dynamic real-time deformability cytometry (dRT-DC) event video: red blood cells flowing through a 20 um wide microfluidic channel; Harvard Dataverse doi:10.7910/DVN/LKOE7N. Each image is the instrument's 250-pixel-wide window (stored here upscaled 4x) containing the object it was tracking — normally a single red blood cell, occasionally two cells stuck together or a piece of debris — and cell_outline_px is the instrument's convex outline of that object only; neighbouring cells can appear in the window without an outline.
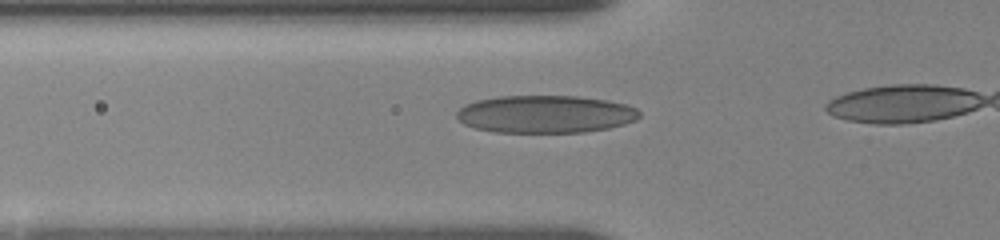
{"species": "human", "species_latin": "Homo sapiens", "temperature_condition": "room temperature", "stored_images_in_passage": 11, "camera_frame_rate_fps": 3000, "um_per_image_px": 0.085, "donor": {"sex": "female"}, "frame": {"image": 1, "passage_image": 6, "time_ms": 3.667, "image_size_px": [1000, 240], "cell_outline_px": [[640, 116], [636, 120], [624, 124], [608, 128], [584, 132], [492, 132], [476, 128], [464, 124], [456, 116], [456, 112], [464, 104], [476, 100], [500, 96], [576, 96], [604, 100], [624, 104], [636, 108], [640, 112]], "centroid_in_image_um": [46.33, 9.7], "position_along_channel_um": 79.5, "area_um2": 40.0}}
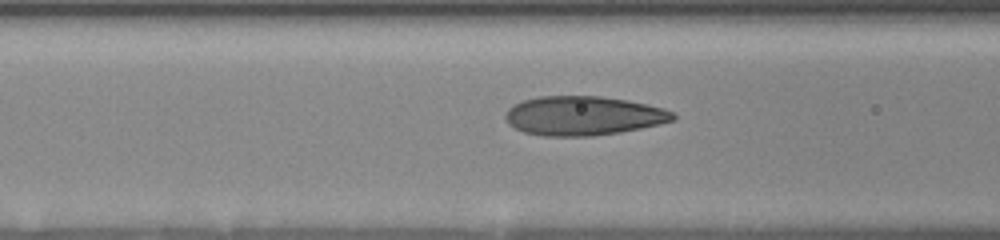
{"frame": {"image": 2, "passage_image": 10, "time_ms": 4.667, "image_size_px": [1000, 240], "cell_outline_px": [[676, 116], [672, 120], [660, 124], [620, 132], [592, 136], [544, 136], [524, 132], [508, 124], [504, 116], [508, 108], [524, 100], [540, 96], [600, 96], [628, 100], [648, 104], [664, 108], [672, 112]], "centroid_in_image_um": [49.58, 9.84], "position_along_channel_um": 117.0, "area_um2": 38.21}}